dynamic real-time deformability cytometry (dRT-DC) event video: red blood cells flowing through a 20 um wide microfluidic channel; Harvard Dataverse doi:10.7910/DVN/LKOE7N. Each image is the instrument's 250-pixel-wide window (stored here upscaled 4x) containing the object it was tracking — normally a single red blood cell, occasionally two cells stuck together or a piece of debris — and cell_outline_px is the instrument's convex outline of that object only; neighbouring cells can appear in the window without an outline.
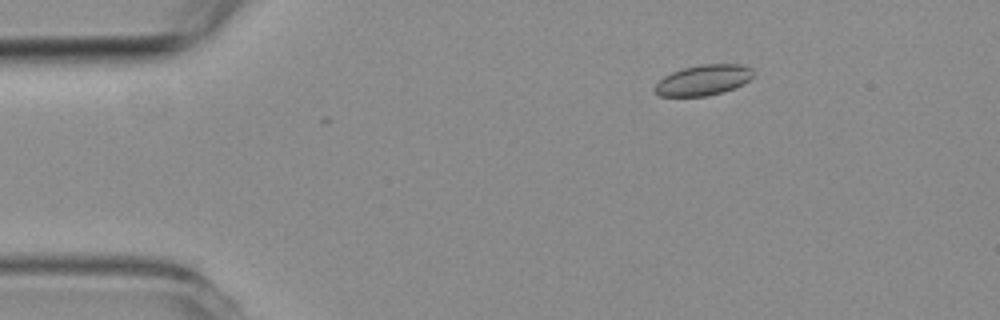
{"species": "common noctule bat (a hibernating species)", "species_latin": "Nyctalus noctula", "temperature_condition": "room temperature", "stored_images_in_passage": 4, "segment_of_instrument_passage": [1, 2], "camera_frame_rate_fps": 3000, "um_per_image_px": 0.085, "animal": {"sex": "female", "body_mass_g": 19.3, "forearm_length_mm": 54.1}, "frame": {"image": 1, "passage_image": 1, "time_ms": 0.0, "image_size_px": [1000, 320], "cell_outline_px": [[756, 72], [744, 84], [724, 92], [708, 96], [660, 96], [656, 92], [656, 84], [664, 76], [672, 72], [684, 68], [700, 64], [744, 64], [752, 68]], "centroid_in_image_um": [59.85, 6.8], "position_along_channel_um": 25.2, "area_um2": 17.57}}